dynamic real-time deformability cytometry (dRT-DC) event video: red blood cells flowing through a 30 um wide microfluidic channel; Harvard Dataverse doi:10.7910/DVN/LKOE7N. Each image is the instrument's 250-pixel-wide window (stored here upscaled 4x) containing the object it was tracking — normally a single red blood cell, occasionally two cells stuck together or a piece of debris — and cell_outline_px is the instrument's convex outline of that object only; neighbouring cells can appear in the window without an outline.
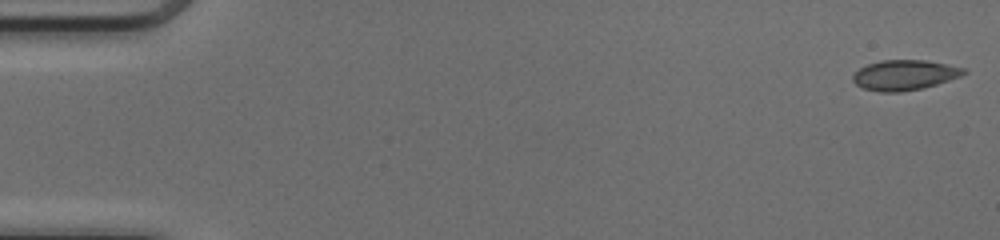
{"species": "common noctule bat (a hibernating species)", "species_latin": "Nyctalus noctula", "temperature_condition": "cold", "stored_images_in_passage": 50, "camera_frame_rate_fps": 3000, "um_per_image_px": 0.085, "animal": {"sex": "female", "body_mass_g": 17.0, "forearm_length_mm": 48.0}, "frame": {"image": 1, "passage_image": 1, "time_ms": 0.0, "image_size_px": [1000, 240], "cell_outline_px": [[968, 72], [960, 76], [924, 88], [900, 92], [880, 92], [864, 88], [856, 84], [852, 80], [852, 76], [860, 68], [868, 64], [880, 60], [924, 60], [964, 68]], "centroid_in_image_um": [76.86, 6.38], "position_along_channel_um": 8.1, "area_um2": 19.31}}
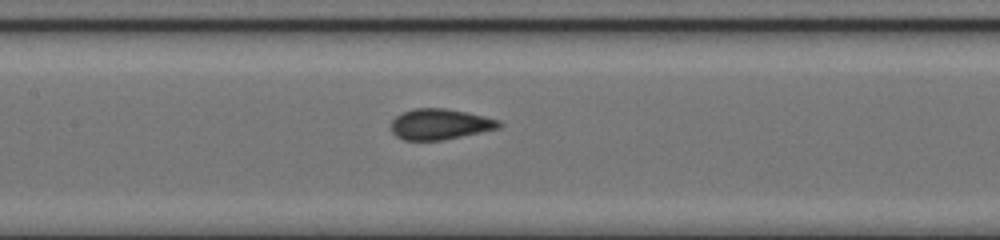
{"frame": {"image": 2, "passage_image": 24, "time_ms": 7.667, "image_size_px": [1000, 240], "cell_outline_px": [[504, 124], [500, 128], [444, 140], [404, 140], [396, 136], [392, 132], [392, 120], [396, 116], [412, 108], [444, 108], [484, 116], [500, 120]], "centroid_in_image_um": [37.42, 10.56], "position_along_channel_um": 170.0, "area_um2": 19.31}}
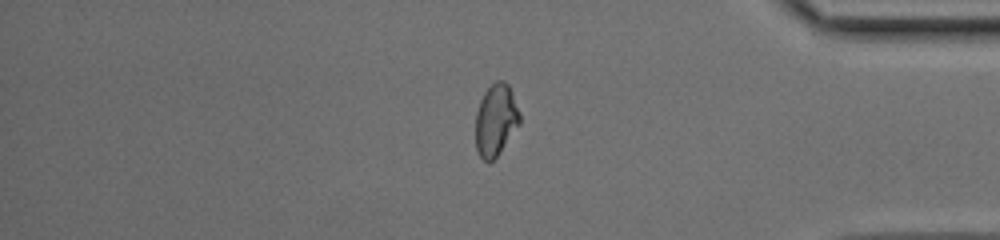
{"frame": {"image": 3, "passage_image": 42, "time_ms": 13.667, "image_size_px": [1000, 240], "cell_outline_px": [[520, 124], [500, 152], [488, 164], [480, 156], [476, 148], [476, 112], [480, 100], [484, 92], [496, 80], [504, 80], [508, 84], [512, 92], [520, 112]], "centroid_in_image_um": [42.15, 10.19], "position_along_channel_um": 393.1, "area_um2": 18.55}, "authors_computed_cell_mechanics": {"area_um2": 19.363, "velocity_mm_per_s": 4.1367, "shape_relaxation_time_tau1_ms": 9.9235, "shape_relaxation_time_tau2_ms": null, "deformation_change_tau1": 0.1673, "deformation_change_tau2": null}}